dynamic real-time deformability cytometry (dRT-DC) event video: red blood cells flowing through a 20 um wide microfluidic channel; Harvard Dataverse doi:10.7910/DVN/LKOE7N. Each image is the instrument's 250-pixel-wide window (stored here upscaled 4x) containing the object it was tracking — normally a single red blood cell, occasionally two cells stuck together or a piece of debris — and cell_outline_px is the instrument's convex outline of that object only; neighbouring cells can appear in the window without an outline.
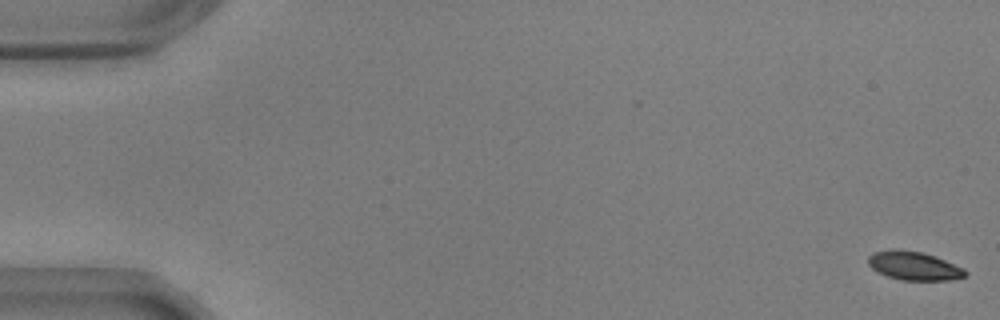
{"species": "common noctule bat (a hibernating species)", "species_latin": "Nyctalus noctula", "temperature_condition": "warm", "stored_images_in_passage": 16, "camera_frame_rate_fps": 3000, "um_per_image_px": 0.085, "animal": {"sex": "male", "body_mass_g": 17.9, "forearm_length_mm": 54.2}, "frame": {"image": 1, "passage_image": 1, "time_ms": 0.0, "image_size_px": [1000, 320], "cell_outline_px": [[968, 272], [964, 276], [952, 280], [900, 280], [888, 276], [872, 268], [868, 264], [868, 256], [872, 252], [896, 248], [924, 252], [936, 256], [964, 268]], "centroid_in_image_um": [77.69, 22.57], "position_along_channel_um": 7.3, "area_um2": 16.36}}